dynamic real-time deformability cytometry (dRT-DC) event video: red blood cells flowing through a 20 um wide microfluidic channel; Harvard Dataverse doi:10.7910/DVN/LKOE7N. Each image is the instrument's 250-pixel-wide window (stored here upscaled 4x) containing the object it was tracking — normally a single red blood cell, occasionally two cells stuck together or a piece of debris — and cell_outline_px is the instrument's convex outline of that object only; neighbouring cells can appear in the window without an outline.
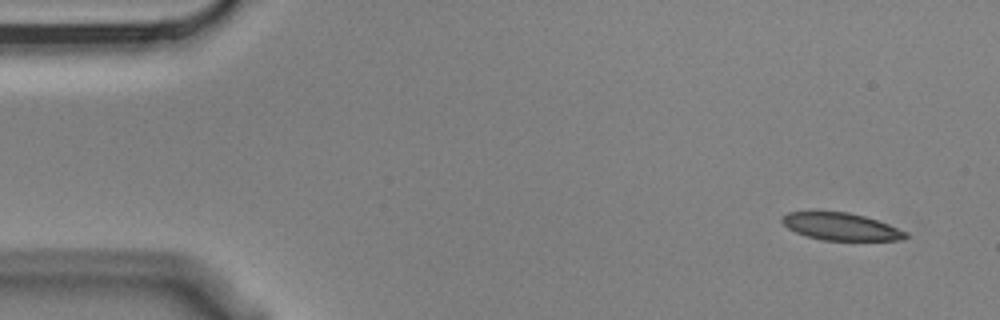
{"species": "Egyptian fruit bat (a non-hibernating species)", "species_latin": "Rousettus aegyptiacus", "temperature_condition": "cold", "stored_images_in_passage": 4, "camera_frame_rate_fps": 3000, "um_per_image_px": 0.085, "animal": {"sex": "male"}, "frame": {"image": 1, "passage_image": 1, "time_ms": 0.0, "image_size_px": [1000, 320], "cell_outline_px": [[908, 236], [904, 240], [824, 240], [808, 236], [796, 232], [788, 228], [780, 220], [788, 212], [848, 212], [864, 216], [888, 224], [908, 232]], "centroid_in_image_um": [71.51, 19.26], "position_along_channel_um": 13.5, "area_um2": 19.42}}